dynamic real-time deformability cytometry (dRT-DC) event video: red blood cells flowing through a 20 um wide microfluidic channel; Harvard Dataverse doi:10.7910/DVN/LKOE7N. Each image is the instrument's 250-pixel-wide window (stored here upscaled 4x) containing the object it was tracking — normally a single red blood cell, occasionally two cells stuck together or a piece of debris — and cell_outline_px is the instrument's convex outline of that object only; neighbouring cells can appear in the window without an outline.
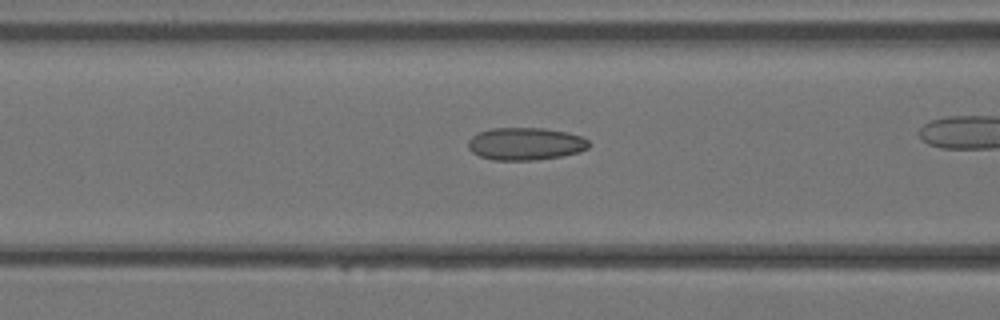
{"species": "Egyptian fruit bat (a non-hibernating species)", "species_latin": "Rousettus aegyptiacus", "temperature_condition": "warm", "stored_images_in_passage": 15, "camera_frame_rate_fps": 3000, "um_per_image_px": 0.085, "animal": {"sex": "female"}, "frame": {"image": 1, "passage_image": 14, "time_ms": 4.333, "image_size_px": [1000, 320], "cell_outline_px": [[592, 144], [588, 148], [580, 152], [560, 156], [536, 160], [492, 160], [480, 156], [472, 152], [468, 148], [468, 140], [472, 136], [480, 132], [492, 128], [544, 128], [568, 132], [580, 136], [588, 140]], "centroid_in_image_um": [44.68, 12.22], "position_along_channel_um": 121.9, "area_um2": 23.0}}